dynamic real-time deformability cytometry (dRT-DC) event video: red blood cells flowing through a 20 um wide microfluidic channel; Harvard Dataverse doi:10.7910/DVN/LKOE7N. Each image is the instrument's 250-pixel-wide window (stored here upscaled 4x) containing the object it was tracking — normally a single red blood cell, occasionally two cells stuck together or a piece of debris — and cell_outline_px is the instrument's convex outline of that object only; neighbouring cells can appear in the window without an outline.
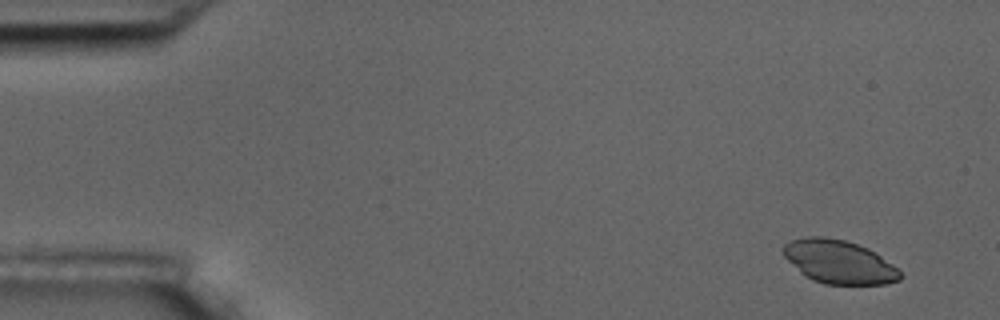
{"species": "common noctule bat (a hibernating species)", "species_latin": "Nyctalus noctula", "temperature_condition": "room temperature", "stored_images_in_passage": 4, "camera_frame_rate_fps": 3000, "um_per_image_px": 0.085, "animal": {"sex": "male", "body_mass_g": 17.5, "forearm_length_mm": 52.3}, "frame": {"image": 1, "passage_image": 1, "time_ms": 0.0, "image_size_px": [1000, 320], "cell_outline_px": [[900, 280], [884, 284], [824, 284], [812, 280], [800, 272], [784, 256], [780, 248], [784, 244], [792, 240], [808, 236], [824, 236], [844, 240], [868, 248], [892, 264], [900, 272]], "centroid_in_image_um": [71.27, 22.25], "position_along_channel_um": 13.7, "area_um2": 29.42}}